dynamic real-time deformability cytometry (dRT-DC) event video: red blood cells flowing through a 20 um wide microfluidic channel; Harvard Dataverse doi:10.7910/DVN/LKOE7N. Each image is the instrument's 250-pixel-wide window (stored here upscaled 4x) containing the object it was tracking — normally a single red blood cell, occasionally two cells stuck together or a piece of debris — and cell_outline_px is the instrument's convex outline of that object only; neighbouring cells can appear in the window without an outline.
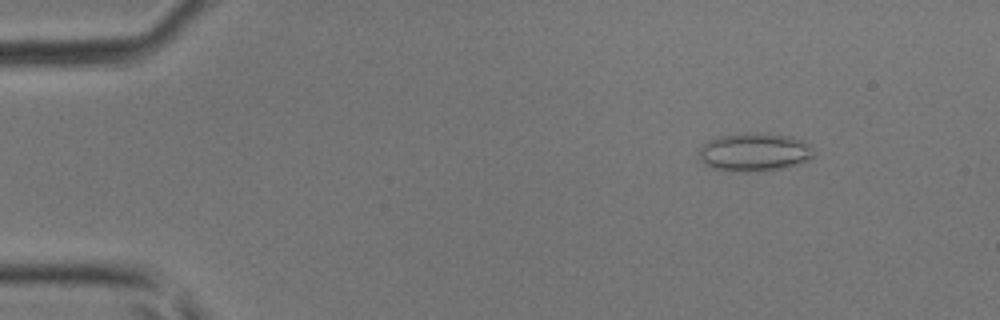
{"species": "common noctule bat (a hibernating species)", "species_latin": "Nyctalus noctula", "temperature_condition": "room temperature", "stored_images_in_passage": 33, "camera_frame_rate_fps": 3000, "um_per_image_px": 0.085, "animal": {"sex": "male", "body_mass_g": 17.9, "forearm_length_mm": 54.2}, "frame": {"image": 1, "passage_image": 6, "time_ms": 1.667, "image_size_px": [1000, 320], "cell_outline_px": [[812, 156], [808, 160], [796, 164], [780, 168], [760, 172], [732, 172], [712, 168], [704, 164], [700, 160], [700, 148], [708, 140], [716, 136], [744, 132], [756, 132], [792, 136], [808, 144]], "centroid_in_image_um": [64.05, 12.93], "position_along_channel_um": 21.0, "area_um2": 25.78}}
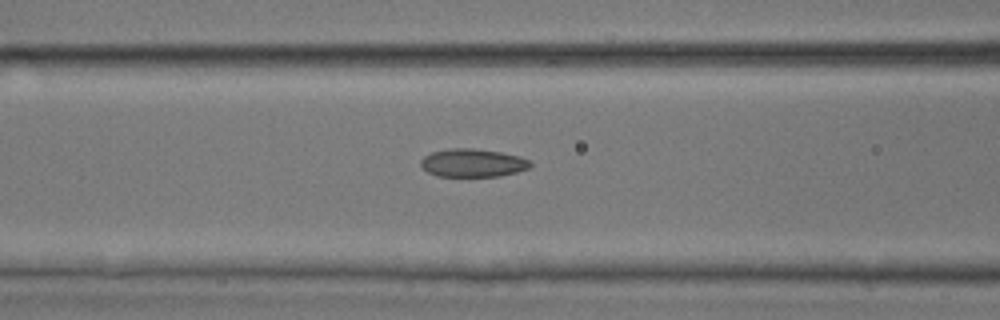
{"frame": {"image": 2, "passage_image": 19, "time_ms": 6.0, "image_size_px": [1000, 320], "cell_outline_px": [[532, 164], [528, 168], [516, 172], [500, 176], [436, 176], [428, 172], [420, 164], [420, 160], [424, 156], [432, 152], [452, 148], [472, 148], [500, 152], [520, 156], [532, 160]], "centroid_in_image_um": [40.2, 13.84], "position_along_channel_um": 126.4, "area_um2": 17.98}}
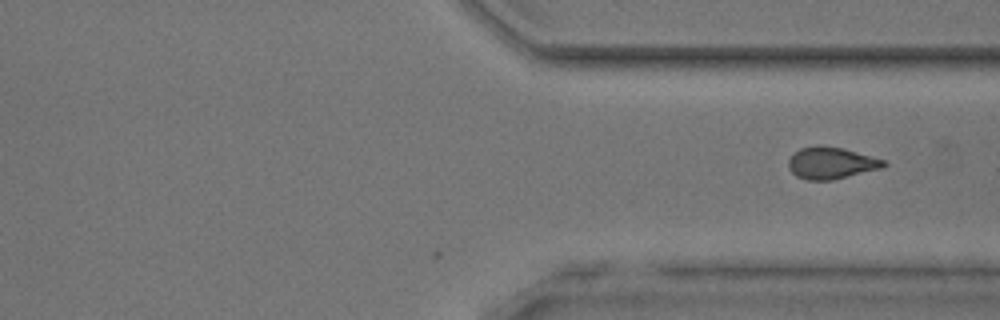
{"frame": {"image": 3, "passage_image": 33, "time_ms": 10.667, "image_size_px": [1000, 320], "cell_outline_px": [[888, 164], [880, 168], [832, 180], [808, 180], [796, 176], [788, 168], [788, 160], [800, 148], [816, 144], [820, 144], [844, 148], [888, 160]], "centroid_in_image_um": [70.66, 13.83], "position_along_channel_um": 340.7, "area_um2": 17.86}}